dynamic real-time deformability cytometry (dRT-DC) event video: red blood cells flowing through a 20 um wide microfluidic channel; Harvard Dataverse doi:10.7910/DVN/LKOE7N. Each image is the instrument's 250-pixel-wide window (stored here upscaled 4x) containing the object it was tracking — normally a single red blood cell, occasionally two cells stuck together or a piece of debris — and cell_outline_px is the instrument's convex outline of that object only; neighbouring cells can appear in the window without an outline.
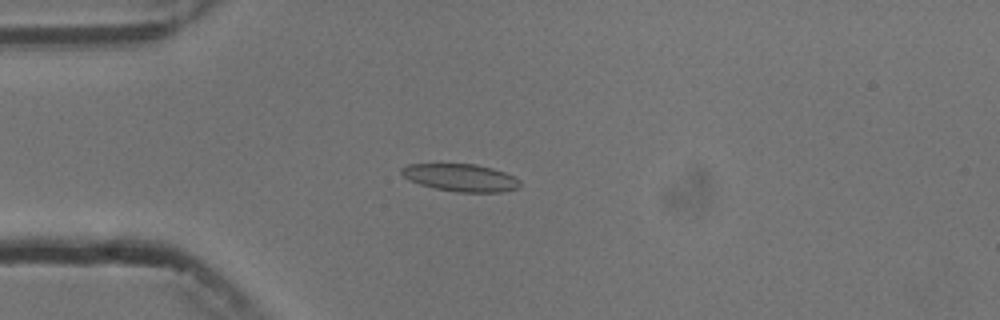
{"species": "common noctule bat (a hibernating species)", "species_latin": "Nyctalus noctula", "temperature_condition": "cold", "stored_images_in_passage": 6, "camera_frame_rate_fps": 3000, "um_per_image_px": 0.085, "animal": {"sex": "male", "body_mass_g": 13.3}, "frame": {"image": 1, "passage_image": 4, "time_ms": 3.333, "image_size_px": [1000, 320], "cell_outline_px": [[520, 188], [500, 192], [456, 192], [436, 188], [420, 184], [408, 180], [400, 172], [400, 168], [408, 164], [476, 164], [492, 168], [504, 172], [520, 180]], "centroid_in_image_um": [39.15, 15.1], "position_along_channel_um": 45.8, "area_um2": 18.96}}
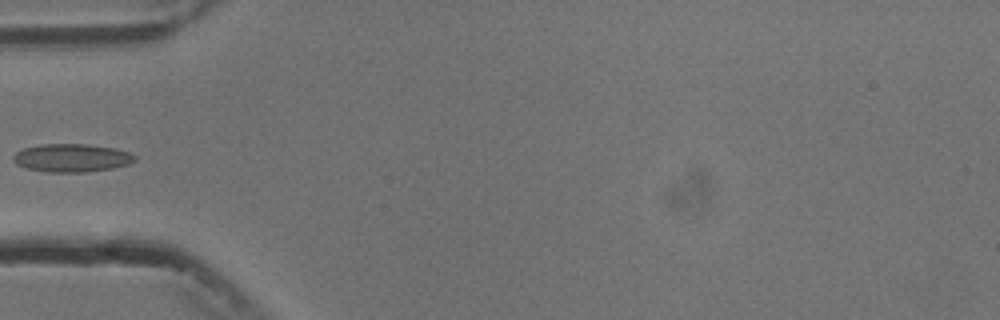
{"frame": {"image": 2, "passage_image": 5, "time_ms": 4.667, "image_size_px": [1000, 320], "cell_outline_px": [[136, 160], [128, 164], [112, 168], [84, 172], [48, 172], [28, 168], [16, 164], [12, 160], [12, 156], [16, 152], [24, 148], [40, 144], [88, 144], [116, 148], [128, 152], [136, 156]], "centroid_in_image_um": [6.09, 13.41], "position_along_channel_um": 78.9, "area_um2": 19.94}}
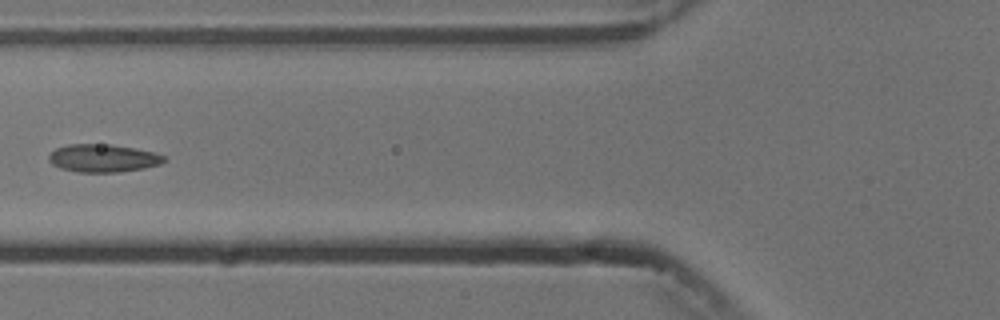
{"frame": {"image": 3, "passage_image": 6, "time_ms": 5.667, "image_size_px": [1000, 320], "cell_outline_px": [[168, 160], [160, 164], [144, 168], [120, 172], [76, 172], [60, 168], [52, 164], [48, 160], [48, 156], [56, 148], [68, 144], [112, 144], [136, 148], [156, 152], [164, 156]], "centroid_in_image_um": [8.78, 13.44], "position_along_channel_um": 117.0, "area_um2": 18.96}}